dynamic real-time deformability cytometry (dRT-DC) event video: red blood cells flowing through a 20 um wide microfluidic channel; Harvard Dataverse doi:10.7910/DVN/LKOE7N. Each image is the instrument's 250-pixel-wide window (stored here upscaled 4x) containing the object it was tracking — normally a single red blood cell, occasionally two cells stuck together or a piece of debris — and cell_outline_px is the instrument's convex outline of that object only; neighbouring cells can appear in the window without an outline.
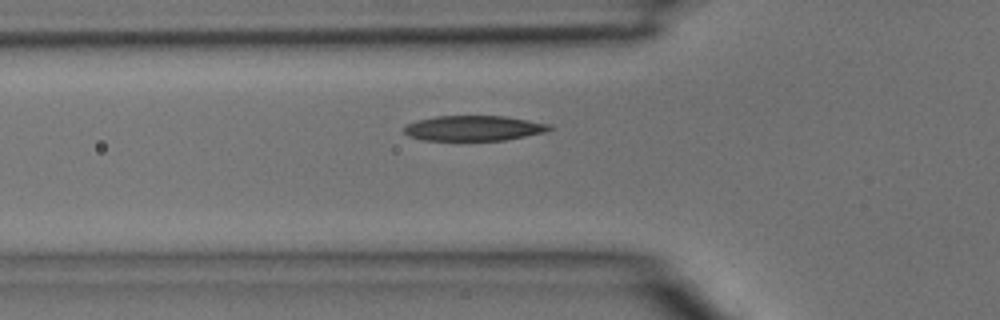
{"species": "common noctule bat (a hibernating species)", "species_latin": "Nyctalus noctula", "temperature_condition": "room temperature", "stored_images_in_passage": 5, "camera_frame_rate_fps": 3000, "um_per_image_px": 0.085, "animal": {"sex": "male", "body_mass_g": 15.6}, "frame": {"image": 1, "passage_image": 5, "time_ms": 1.333, "image_size_px": [1000, 320], "cell_outline_px": [[556, 128], [548, 132], [504, 140], [424, 140], [408, 136], [404, 132], [404, 124], [416, 120], [436, 116], [504, 116], [552, 124]], "centroid_in_image_um": [40.3, 10.89], "position_along_channel_um": 85.5, "area_um2": 21.62}}